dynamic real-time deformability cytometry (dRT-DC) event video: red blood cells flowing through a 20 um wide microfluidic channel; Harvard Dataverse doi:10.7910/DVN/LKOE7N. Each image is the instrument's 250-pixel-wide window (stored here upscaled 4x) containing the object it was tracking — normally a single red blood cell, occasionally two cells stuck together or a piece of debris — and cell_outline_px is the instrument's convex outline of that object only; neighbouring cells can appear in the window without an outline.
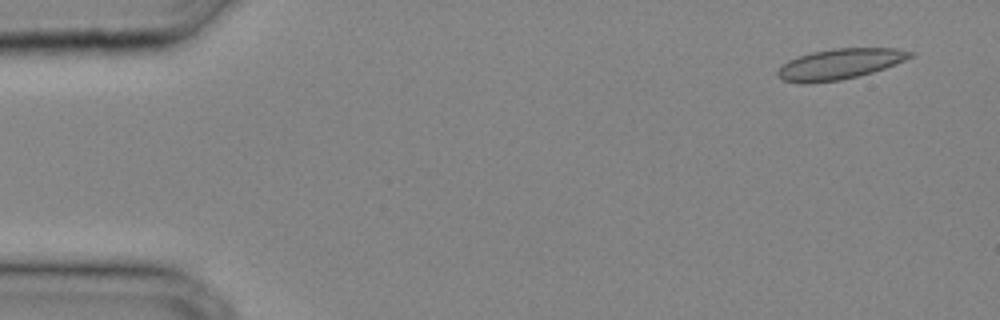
{"species": "common noctule bat (a hibernating species)", "species_latin": "Nyctalus noctula", "temperature_condition": "cold", "stored_images_in_passage": 30, "camera_frame_rate_fps": 3000, "um_per_image_px": 0.085, "animal": {"sex": "male", "body_mass_g": 20.4}, "frame": {"image": 1, "passage_image": 2, "time_ms": 0.333, "image_size_px": [1000, 320], "cell_outline_px": [[916, 56], [896, 64], [872, 72], [840, 80], [808, 84], [800, 84], [784, 80], [776, 72], [788, 60], [812, 52], [832, 48], [896, 48], [916, 52]], "centroid_in_image_um": [71.43, 5.43], "position_along_channel_um": 13.6, "area_um2": 23.64}}
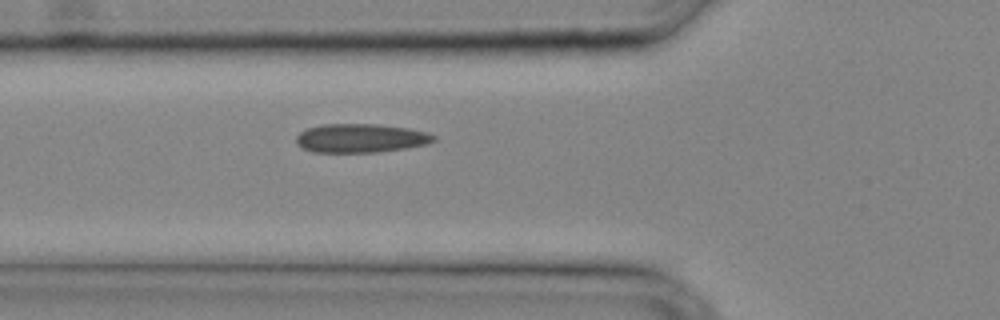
{"frame": {"image": 2, "passage_image": 12, "time_ms": 3.667, "image_size_px": [1000, 320], "cell_outline_px": [[436, 140], [428, 144], [404, 148], [376, 152], [312, 152], [296, 144], [296, 136], [300, 132], [308, 128], [324, 124], [376, 124], [408, 128], [428, 132], [436, 136]], "centroid_in_image_um": [30.67, 11.74], "position_along_channel_um": 95.1, "area_um2": 23.06}}
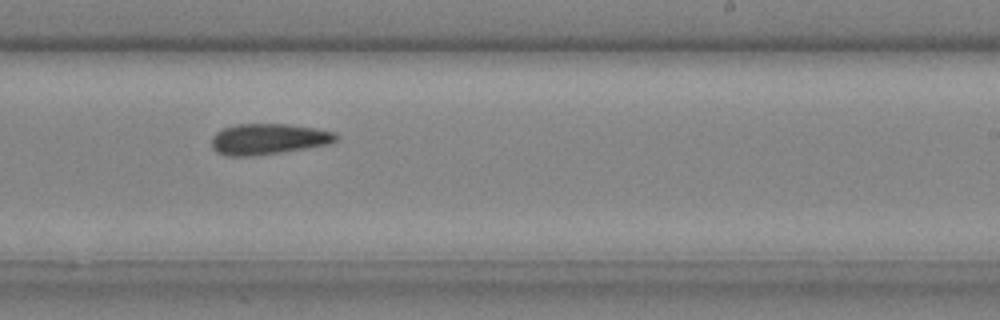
{"frame": {"image": 3, "passage_image": 21, "time_ms": 6.667, "image_size_px": [1000, 320], "cell_outline_px": [[340, 136], [332, 144], [284, 152], [252, 156], [228, 156], [216, 152], [212, 148], [212, 136], [216, 132], [224, 128], [236, 124], [284, 124], [312, 128], [332, 132]], "centroid_in_image_um": [22.8, 11.83], "position_along_channel_um": 266.2, "area_um2": 22.43}}